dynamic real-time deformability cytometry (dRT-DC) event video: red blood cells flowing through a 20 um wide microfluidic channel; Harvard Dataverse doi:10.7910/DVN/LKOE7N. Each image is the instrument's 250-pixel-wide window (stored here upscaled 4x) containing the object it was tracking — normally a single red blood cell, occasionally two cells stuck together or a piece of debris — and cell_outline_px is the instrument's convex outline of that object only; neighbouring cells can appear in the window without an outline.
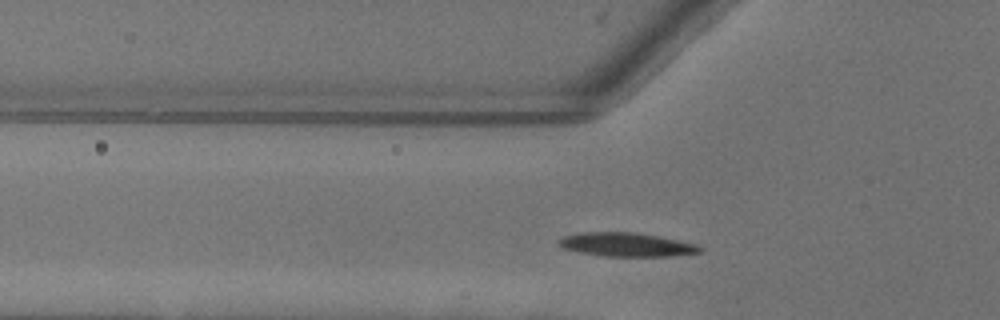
{"species": "common noctule bat (a hibernating species)", "species_latin": "Nyctalus noctula", "temperature_condition": "warm", "stored_images_in_passage": 42, "segment_of_instrument_passage": [1, 2], "camera_frame_rate_fps": 3000, "um_per_image_px": 0.085, "animal": {"sex": "female"}, "frame": {"image": 1, "passage_image": 7, "time_ms": 2.0, "image_size_px": [1000, 320], "cell_outline_px": [[704, 248], [700, 252], [668, 256], [604, 256], [580, 252], [560, 248], [556, 244], [556, 240], [564, 236], [584, 232], [632, 232], [656, 236], [696, 244]], "centroid_in_image_um": [53.17, 20.79], "position_along_channel_um": 72.6, "area_um2": 19.42}}
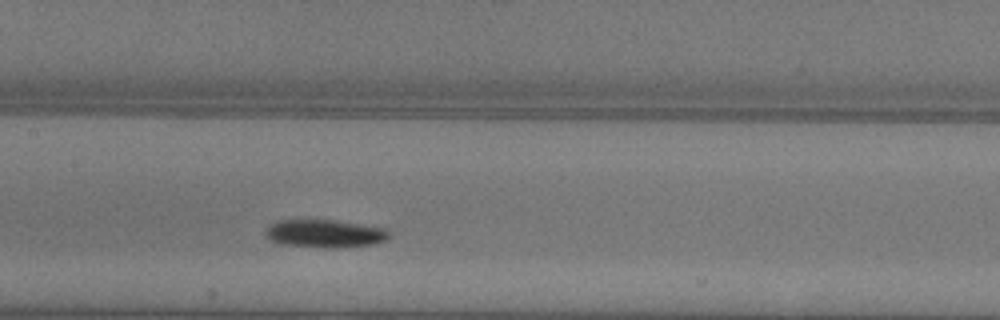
{"frame": {"image": 2, "passage_image": 15, "time_ms": 4.667, "image_size_px": [1000, 320], "cell_outline_px": [[388, 236], [384, 240], [372, 244], [336, 248], [320, 248], [284, 244], [268, 240], [264, 236], [264, 228], [268, 224], [276, 220], [336, 220], [388, 228]], "centroid_in_image_um": [27.53, 19.84], "position_along_channel_um": 179.9, "area_um2": 20.46}}
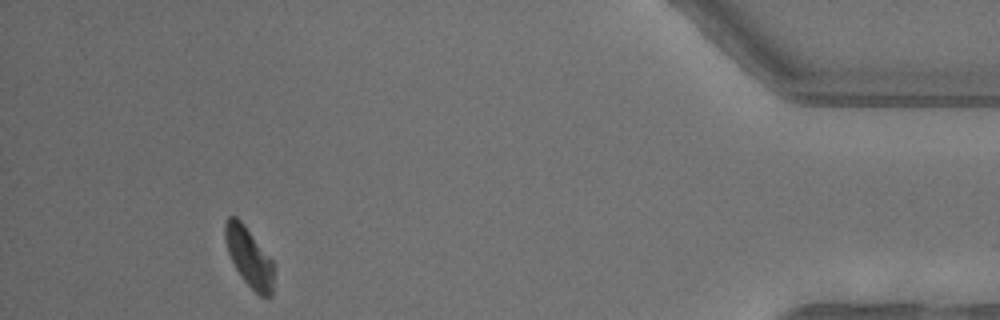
{"frame": {"image": 3, "passage_image": 37, "time_ms": 12.0, "image_size_px": [1000, 320], "cell_outline_px": [[272, 296], [260, 296], [244, 280], [236, 268], [228, 252], [224, 236], [224, 224], [228, 216], [236, 216], [240, 220], [272, 260]], "centroid_in_image_um": [21.14, 21.82], "position_along_channel_um": 414.1, "area_um2": 16.24}}